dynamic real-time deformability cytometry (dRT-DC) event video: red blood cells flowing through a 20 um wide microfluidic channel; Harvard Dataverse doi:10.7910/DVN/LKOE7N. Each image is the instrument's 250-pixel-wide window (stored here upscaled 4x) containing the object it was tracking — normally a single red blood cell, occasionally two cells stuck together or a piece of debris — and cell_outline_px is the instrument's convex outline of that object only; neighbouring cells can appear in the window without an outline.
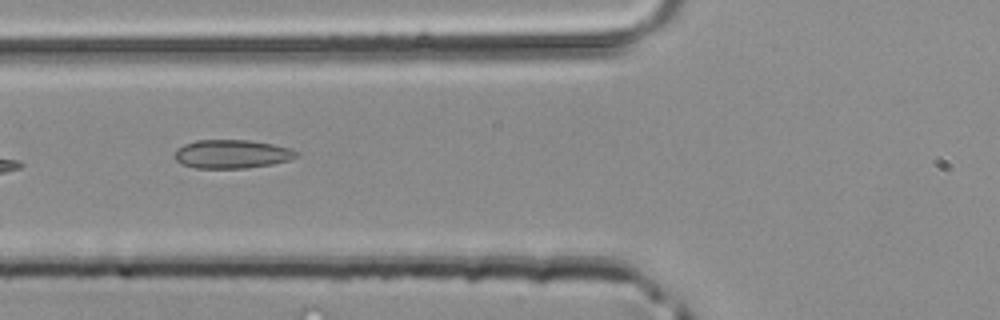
{"species": "common noctule bat (a hibernating species)", "species_latin": "Nyctalus noctula", "temperature_condition": "room temperature", "stored_images_in_passage": 2, "camera_frame_rate_fps": 3000, "um_per_image_px": 0.085, "animal": {"sex": "male", "body_mass_g": 20.4}, "frame": {"image": 1, "passage_image": 2, "time_ms": 0.333, "image_size_px": [1000, 320], "cell_outline_px": [[300, 152], [296, 156], [288, 160], [272, 164], [244, 168], [196, 168], [180, 164], [176, 160], [176, 148], [184, 144], [196, 140], [248, 140], [272, 144], [288, 148]], "centroid_in_image_um": [19.68, 13.09], "position_along_channel_um": 106.1, "area_um2": 20.17}}